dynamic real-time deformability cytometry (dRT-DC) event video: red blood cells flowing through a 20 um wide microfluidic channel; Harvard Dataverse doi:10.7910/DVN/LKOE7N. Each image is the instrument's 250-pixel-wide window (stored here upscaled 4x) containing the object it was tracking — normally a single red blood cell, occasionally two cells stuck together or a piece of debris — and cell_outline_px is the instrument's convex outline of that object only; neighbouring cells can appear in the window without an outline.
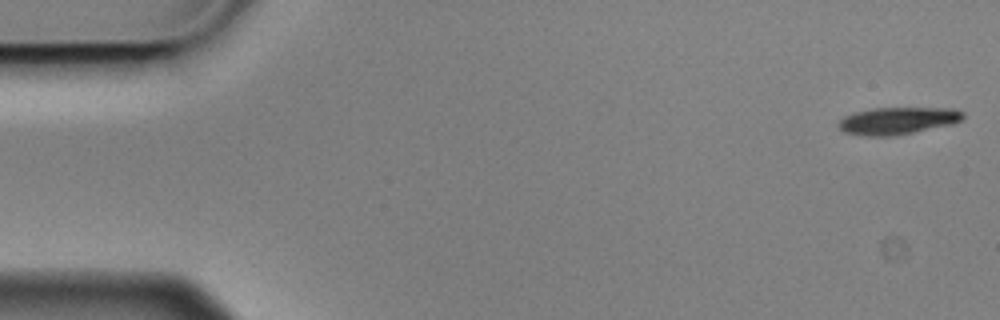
{"species": "Egyptian fruit bat (a non-hibernating species)", "species_latin": "Rousettus aegyptiacus", "temperature_condition": "cold", "stored_images_in_passage": 4, "camera_frame_rate_fps": 3000, "um_per_image_px": 0.085, "animal": {"sex": "male"}, "frame": {"image": 1, "passage_image": 1, "time_ms": 0.0, "image_size_px": [1000, 320], "cell_outline_px": [[964, 116], [960, 120], [952, 124], [892, 136], [868, 136], [844, 132], [836, 124], [844, 116], [856, 112], [872, 108], [956, 108], [964, 112]], "centroid_in_image_um": [76.3, 10.25], "position_along_channel_um": 8.7, "area_um2": 19.59}}
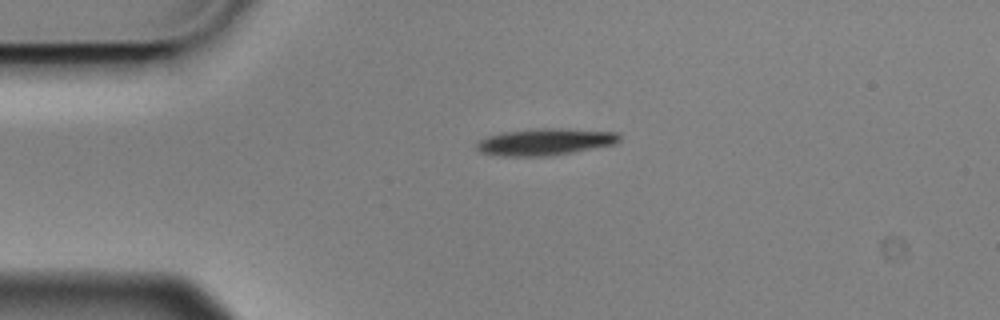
{"frame": {"image": 2, "passage_image": 3, "time_ms": 0.667, "image_size_px": [1000, 320], "cell_outline_px": [[620, 140], [612, 144], [548, 156], [504, 156], [480, 152], [476, 148], [476, 144], [480, 140], [488, 136], [504, 132], [540, 128], [552, 128], [616, 132], [620, 136]], "centroid_in_image_um": [46.28, 12.05], "position_along_channel_um": 38.7, "area_um2": 21.73}}